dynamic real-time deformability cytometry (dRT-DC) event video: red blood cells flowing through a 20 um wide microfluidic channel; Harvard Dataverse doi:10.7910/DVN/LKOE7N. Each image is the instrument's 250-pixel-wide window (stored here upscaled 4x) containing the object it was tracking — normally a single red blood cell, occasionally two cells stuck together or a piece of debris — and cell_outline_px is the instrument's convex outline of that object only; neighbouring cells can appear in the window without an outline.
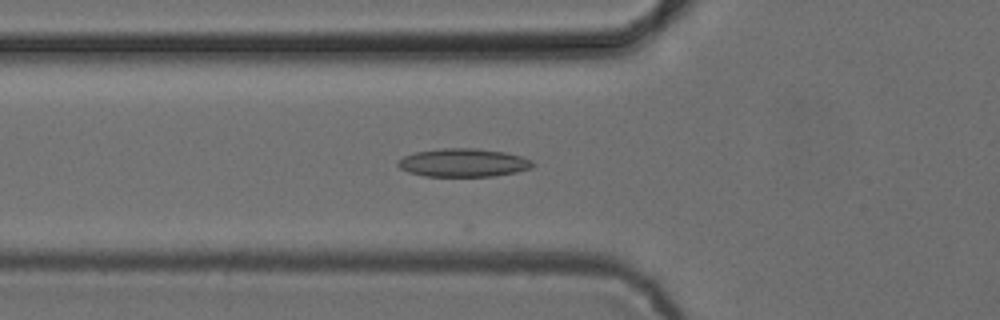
{"species": "common noctule bat (a hibernating species)", "species_latin": "Nyctalus noctula", "temperature_condition": "cold", "stored_images_in_passage": 32, "camera_frame_rate_fps": 3000, "um_per_image_px": 0.085, "animal": {"sex": "female", "body_mass_g": 24.6, "forearm_length_mm": 56.2}, "frame": {"image": 1, "passage_image": 3, "time_ms": 0.667, "image_size_px": [1000, 320], "cell_outline_px": [[536, 164], [532, 168], [516, 172], [492, 176], [424, 176], [408, 172], [400, 168], [396, 164], [404, 156], [416, 152], [440, 148], [476, 148], [504, 152], [520, 156], [532, 160]], "centroid_in_image_um": [39.4, 13.83], "position_along_channel_um": 86.4, "area_um2": 22.2}}
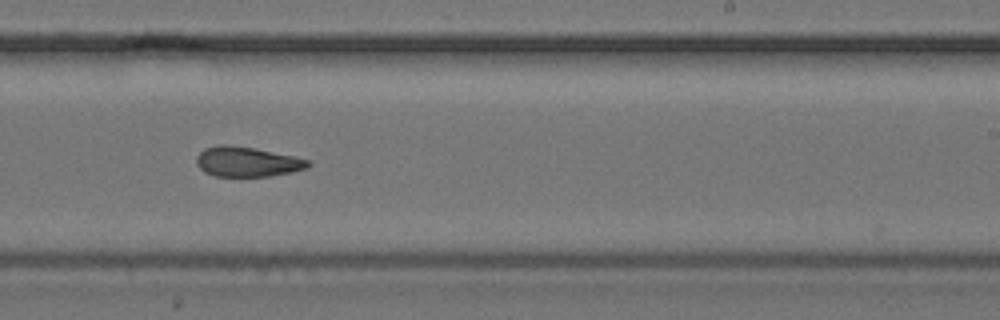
{"frame": {"image": 2, "passage_image": 17, "time_ms": 5.333, "image_size_px": [1000, 320], "cell_outline_px": [[312, 164], [308, 168], [292, 172], [272, 176], [216, 176], [204, 172], [196, 164], [196, 156], [204, 148], [216, 144], [228, 144], [256, 148], [312, 160]], "centroid_in_image_um": [21.02, 13.74], "position_along_channel_um": 268.0, "area_um2": 19.83}}
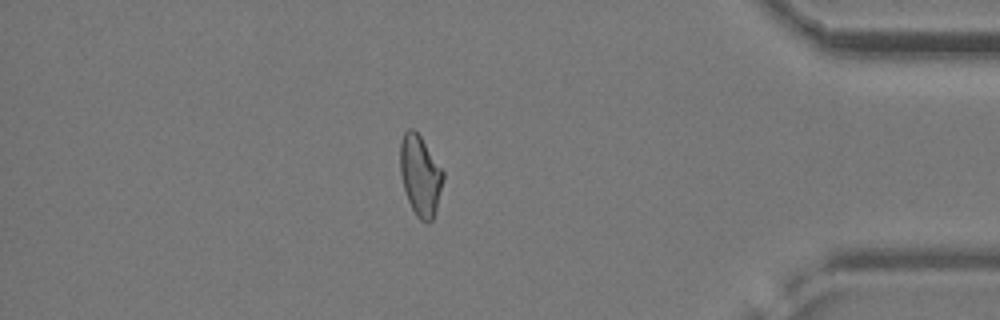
{"frame": {"image": 3, "passage_image": 30, "time_ms": 9.667, "image_size_px": [1000, 320], "cell_outline_px": [[444, 176], [436, 208], [432, 220], [428, 224], [420, 220], [416, 216], [408, 200], [404, 188], [400, 172], [400, 140], [404, 132], [408, 128], [412, 128], [420, 136], [444, 172]], "centroid_in_image_um": [35.7, 14.91], "position_along_channel_um": 399.5, "area_um2": 19.94}}